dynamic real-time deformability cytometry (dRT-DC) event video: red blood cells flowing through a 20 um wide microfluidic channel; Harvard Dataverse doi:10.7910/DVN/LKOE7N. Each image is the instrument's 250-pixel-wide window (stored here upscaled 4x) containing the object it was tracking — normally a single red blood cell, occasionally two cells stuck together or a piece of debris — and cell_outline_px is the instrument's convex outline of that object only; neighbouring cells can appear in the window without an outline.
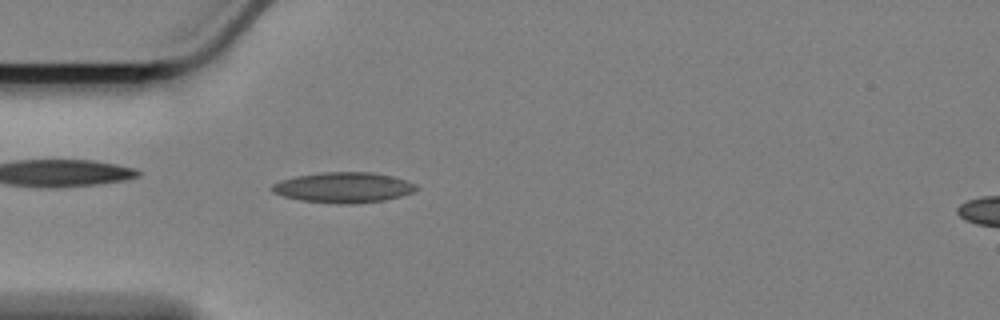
{"species": "Egyptian fruit bat (a non-hibernating species)", "species_latin": "Rousettus aegyptiacus", "temperature_condition": "cold", "stored_images_in_passage": 20, "camera_frame_rate_fps": 3000, "um_per_image_px": 0.085, "animal": {"sex": "female"}, "frame": {"image": 1, "passage_image": 11, "time_ms": 3.333, "image_size_px": [1000, 320], "cell_outline_px": [[420, 188], [416, 192], [384, 200], [352, 204], [340, 204], [300, 200], [284, 196], [272, 192], [272, 184], [280, 180], [296, 176], [320, 172], [372, 172], [392, 176], [408, 180], [416, 184]], "centroid_in_image_um": [29.24, 15.93], "position_along_channel_um": 55.8, "area_um2": 25.78}}
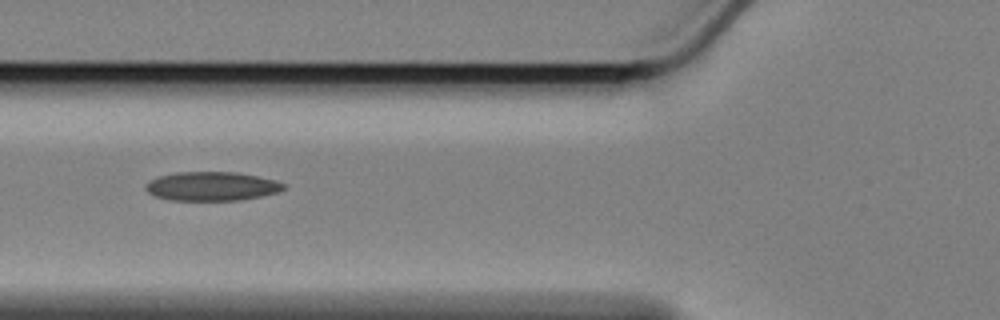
{"frame": {"image": 2, "passage_image": 16, "time_ms": 5.0, "image_size_px": [1000, 320], "cell_outline_px": [[288, 188], [280, 192], [240, 200], [172, 200], [156, 196], [148, 192], [144, 188], [152, 180], [160, 176], [176, 172], [236, 172], [276, 180], [288, 184]], "centroid_in_image_um": [18.09, 15.83], "position_along_channel_um": 107.7, "area_um2": 23.24}}